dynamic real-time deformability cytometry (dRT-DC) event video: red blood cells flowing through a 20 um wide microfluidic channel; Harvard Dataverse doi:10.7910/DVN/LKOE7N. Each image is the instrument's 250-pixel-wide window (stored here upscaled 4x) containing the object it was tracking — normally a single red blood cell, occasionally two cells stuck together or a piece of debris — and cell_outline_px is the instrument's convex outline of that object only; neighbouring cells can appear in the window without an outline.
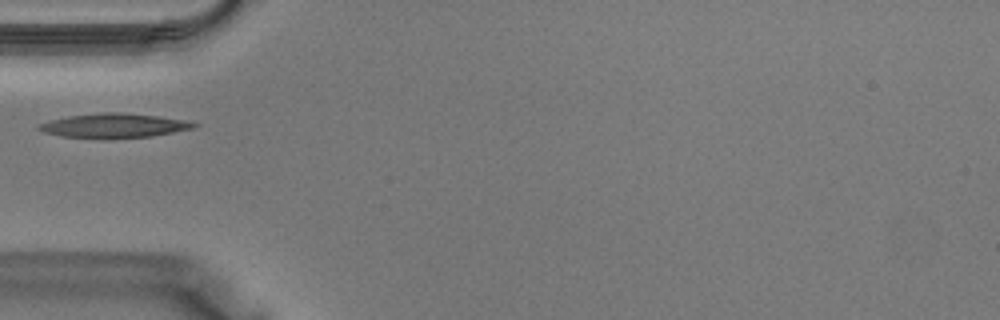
{"species": "Egyptian fruit bat (a non-hibernating species)", "species_latin": "Rousettus aegyptiacus", "temperature_condition": "warm", "stored_images_in_passage": 23, "segment_of_instrument_passage": [1, 2], "camera_frame_rate_fps": 3000, "um_per_image_px": 0.085, "animal": {"sex": "male"}, "frame": {"image": 1, "passage_image": 1, "time_ms": 0.0, "image_size_px": [1000, 320], "cell_outline_px": [[200, 124], [192, 128], [152, 136], [60, 136], [44, 132], [36, 128], [36, 124], [68, 116], [104, 112], [116, 112], [160, 116], [188, 120]], "centroid_in_image_um": [9.71, 10.63], "position_along_channel_um": 75.3, "area_um2": 21.04}}
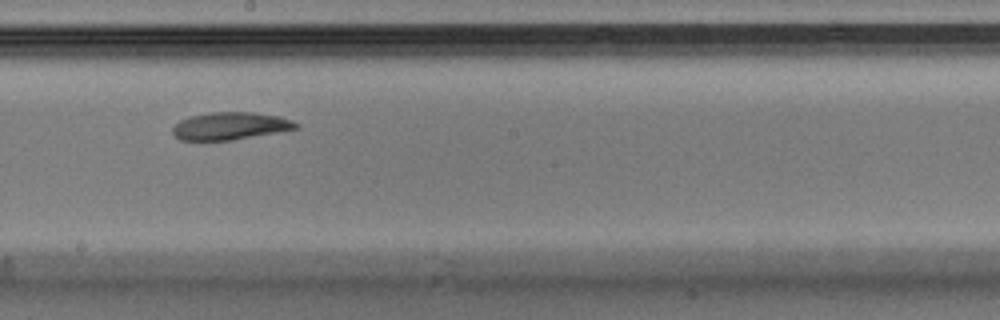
{"frame": {"image": 2, "passage_image": 10, "time_ms": 3.0, "image_size_px": [1000, 320], "cell_outline_px": [[300, 124], [296, 128], [276, 132], [232, 140], [180, 140], [172, 132], [172, 128], [180, 120], [188, 116], [208, 112], [252, 112], [280, 116]], "centroid_in_image_um": [19.53, 10.69], "position_along_channel_um": 228.7, "area_um2": 19.65}}
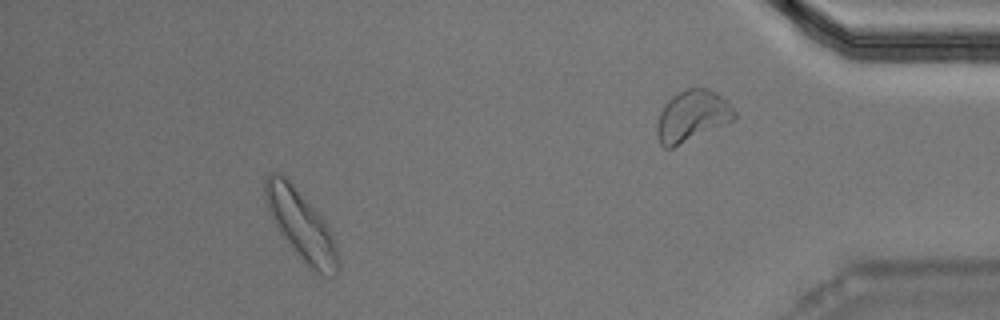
{"frame": {"image": 3, "passage_image": 19, "time_ms": 6.0, "image_size_px": [1000, 320], "cell_outline_px": [[340, 264], [336, 272], [332, 276], [324, 276], [304, 264], [276, 228], [264, 200], [264, 180], [268, 172], [280, 172], [288, 180], [328, 224], [340, 260]], "centroid_in_image_um": [25.56, 19.14], "position_along_channel_um": 409.6, "area_um2": 29.42}}